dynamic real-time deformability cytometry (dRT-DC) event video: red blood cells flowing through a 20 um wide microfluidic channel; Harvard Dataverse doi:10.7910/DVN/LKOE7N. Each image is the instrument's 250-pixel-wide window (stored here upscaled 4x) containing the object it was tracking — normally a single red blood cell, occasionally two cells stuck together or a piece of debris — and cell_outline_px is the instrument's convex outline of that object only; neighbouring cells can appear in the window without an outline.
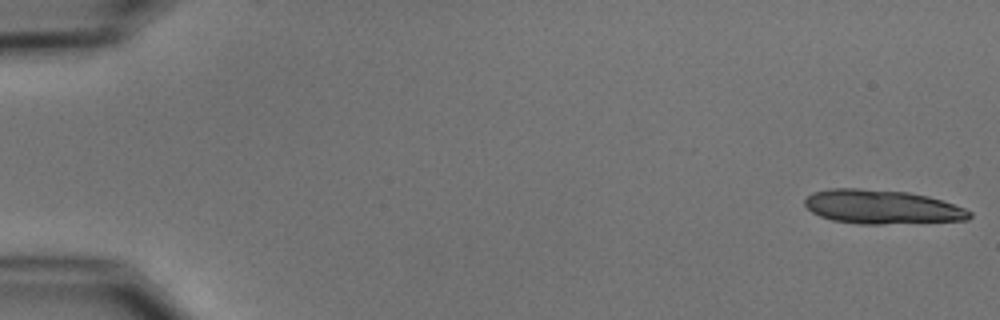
{"species": "common noctule bat (a hibernating species)", "species_latin": "Nyctalus noctula", "temperature_condition": "cold", "stored_images_in_passage": 7, "camera_frame_rate_fps": 3000, "um_per_image_px": 0.085, "animal": {"sex": "male", "body_mass_g": 15.6}, "frame": {"image": 1, "passage_image": 1, "time_ms": 0.0, "image_size_px": [1000, 320], "cell_outline_px": [[972, 216], [968, 220], [884, 224], [860, 224], [832, 220], [820, 216], [812, 212], [804, 204], [804, 200], [812, 192], [828, 188], [860, 188], [908, 192], [928, 196], [964, 208], [972, 212]], "centroid_in_image_um": [74.94, 17.58], "position_along_channel_um": 10.1, "area_um2": 32.71}}
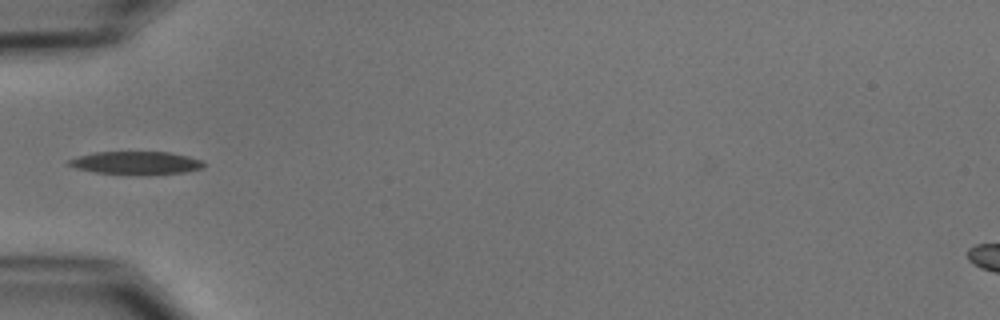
{"frame": {"image": 2, "passage_image": 6, "time_ms": 6.0, "image_size_px": [1000, 320], "cell_outline_px": [[204, 168], [184, 172], [148, 176], [140, 176], [96, 172], [76, 168], [68, 164], [68, 160], [92, 152], [168, 152], [188, 156], [200, 160], [204, 164]], "centroid_in_image_um": [11.59, 13.87], "position_along_channel_um": 73.4, "area_um2": 18.32}}